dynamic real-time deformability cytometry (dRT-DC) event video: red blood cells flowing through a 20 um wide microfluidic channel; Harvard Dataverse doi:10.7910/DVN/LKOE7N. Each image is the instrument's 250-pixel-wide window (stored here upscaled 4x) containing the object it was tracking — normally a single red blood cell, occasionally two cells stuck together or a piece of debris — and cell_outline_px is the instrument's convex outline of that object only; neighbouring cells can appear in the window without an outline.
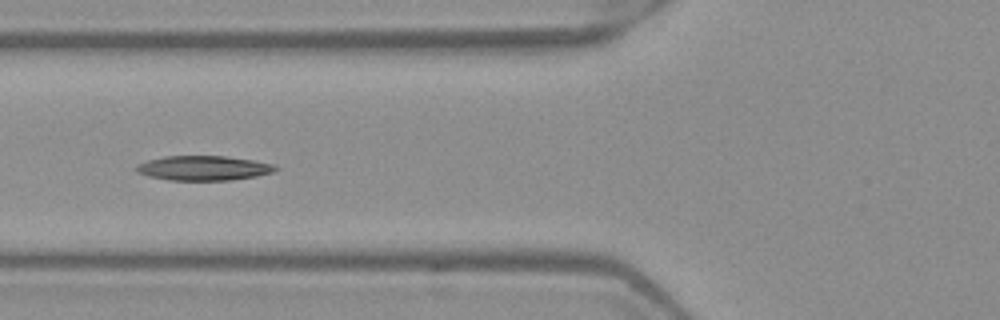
{"species": "Egyptian fruit bat (a non-hibernating species)", "species_latin": "Rousettus aegyptiacus", "temperature_condition": "warm", "stored_images_in_passage": 8, "camera_frame_rate_fps": 3000, "um_per_image_px": 0.085, "frame": {"image": 1, "passage_image": 5, "time_ms": 1.333, "image_size_px": [1000, 320], "cell_outline_px": [[280, 168], [272, 172], [256, 176], [232, 180], [168, 180], [148, 176], [136, 172], [136, 164], [148, 160], [164, 156], [228, 156], [276, 164]], "centroid_in_image_um": [17.31, 14.28], "position_along_channel_um": 108.5, "area_um2": 20.11}}
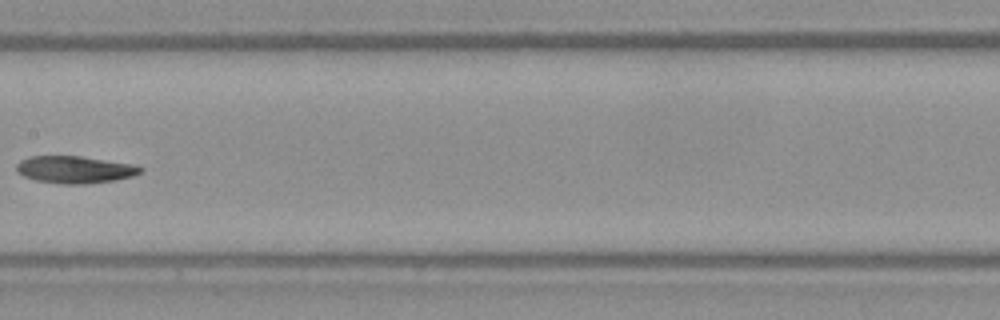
{"frame": {"image": 2, "passage_image": 7, "time_ms": 2.0, "image_size_px": [1000, 320], "cell_outline_px": [[144, 168], [140, 172], [132, 176], [116, 180], [84, 184], [60, 184], [36, 180], [24, 176], [16, 172], [16, 164], [20, 160], [28, 156], [80, 156], [132, 164]], "centroid_in_image_um": [6.32, 14.41], "position_along_channel_um": 201.1, "area_um2": 19.65}}
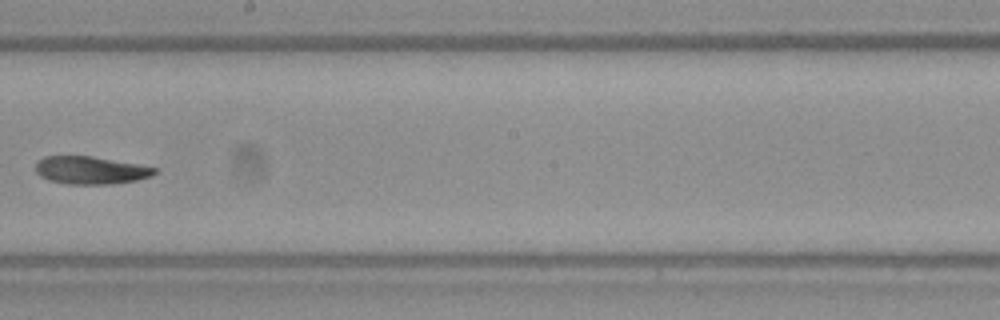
{"frame": {"image": 3, "passage_image": 8, "time_ms": 2.333, "image_size_px": [1000, 320], "cell_outline_px": [[156, 172], [152, 176], [136, 180], [112, 184], [68, 184], [48, 180], [40, 176], [36, 172], [36, 160], [44, 156], [92, 156], [140, 164], [156, 168]], "centroid_in_image_um": [7.69, 14.46], "position_along_channel_um": 240.5, "area_um2": 19.36}}